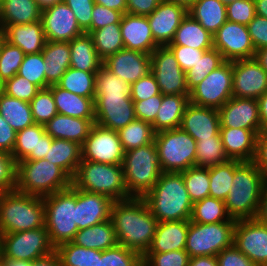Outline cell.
I'll use <instances>...</instances> for the list:
<instances>
[{"label":"cell","mask_w":267,"mask_h":266,"mask_svg":"<svg viewBox=\"0 0 267 266\" xmlns=\"http://www.w3.org/2000/svg\"><path fill=\"white\" fill-rule=\"evenodd\" d=\"M117 244L140 253L151 246L158 220L151 213L143 197L113 201L110 211Z\"/></svg>","instance_id":"obj_1"},{"label":"cell","mask_w":267,"mask_h":266,"mask_svg":"<svg viewBox=\"0 0 267 266\" xmlns=\"http://www.w3.org/2000/svg\"><path fill=\"white\" fill-rule=\"evenodd\" d=\"M143 198L158 222L191 218L193 202L181 173L162 172L156 184Z\"/></svg>","instance_id":"obj_2"},{"label":"cell","mask_w":267,"mask_h":266,"mask_svg":"<svg viewBox=\"0 0 267 266\" xmlns=\"http://www.w3.org/2000/svg\"><path fill=\"white\" fill-rule=\"evenodd\" d=\"M267 178L253 162H241L234 171L225 202L228 215L235 219H255Z\"/></svg>","instance_id":"obj_3"},{"label":"cell","mask_w":267,"mask_h":266,"mask_svg":"<svg viewBox=\"0 0 267 266\" xmlns=\"http://www.w3.org/2000/svg\"><path fill=\"white\" fill-rule=\"evenodd\" d=\"M45 227L43 197L16 190L2 193L0 199V234Z\"/></svg>","instance_id":"obj_4"},{"label":"cell","mask_w":267,"mask_h":266,"mask_svg":"<svg viewBox=\"0 0 267 266\" xmlns=\"http://www.w3.org/2000/svg\"><path fill=\"white\" fill-rule=\"evenodd\" d=\"M72 186V178L46 159L22 160L17 163L16 191L45 197Z\"/></svg>","instance_id":"obj_5"},{"label":"cell","mask_w":267,"mask_h":266,"mask_svg":"<svg viewBox=\"0 0 267 266\" xmlns=\"http://www.w3.org/2000/svg\"><path fill=\"white\" fill-rule=\"evenodd\" d=\"M72 185L83 191L106 195L112 201L132 197L125 186L122 164L81 160Z\"/></svg>","instance_id":"obj_6"},{"label":"cell","mask_w":267,"mask_h":266,"mask_svg":"<svg viewBox=\"0 0 267 266\" xmlns=\"http://www.w3.org/2000/svg\"><path fill=\"white\" fill-rule=\"evenodd\" d=\"M122 166L128 193L134 197H143L153 188L162 173L156 143L153 141L126 151Z\"/></svg>","instance_id":"obj_7"},{"label":"cell","mask_w":267,"mask_h":266,"mask_svg":"<svg viewBox=\"0 0 267 266\" xmlns=\"http://www.w3.org/2000/svg\"><path fill=\"white\" fill-rule=\"evenodd\" d=\"M45 207V227L49 240L56 248L71 242L78 231L75 223L76 188L71 187L43 197Z\"/></svg>","instance_id":"obj_8"},{"label":"cell","mask_w":267,"mask_h":266,"mask_svg":"<svg viewBox=\"0 0 267 266\" xmlns=\"http://www.w3.org/2000/svg\"><path fill=\"white\" fill-rule=\"evenodd\" d=\"M162 172L180 173L195 166L196 141L180 127L155 133Z\"/></svg>","instance_id":"obj_9"},{"label":"cell","mask_w":267,"mask_h":266,"mask_svg":"<svg viewBox=\"0 0 267 266\" xmlns=\"http://www.w3.org/2000/svg\"><path fill=\"white\" fill-rule=\"evenodd\" d=\"M235 219L218 223H189L185 250L189 257L217 256L233 245Z\"/></svg>","instance_id":"obj_10"},{"label":"cell","mask_w":267,"mask_h":266,"mask_svg":"<svg viewBox=\"0 0 267 266\" xmlns=\"http://www.w3.org/2000/svg\"><path fill=\"white\" fill-rule=\"evenodd\" d=\"M54 251L46 227L0 234V253L7 258L32 262Z\"/></svg>","instance_id":"obj_11"},{"label":"cell","mask_w":267,"mask_h":266,"mask_svg":"<svg viewBox=\"0 0 267 266\" xmlns=\"http://www.w3.org/2000/svg\"><path fill=\"white\" fill-rule=\"evenodd\" d=\"M232 62L224 61L190 92V103L220 109L233 97Z\"/></svg>","instance_id":"obj_12"},{"label":"cell","mask_w":267,"mask_h":266,"mask_svg":"<svg viewBox=\"0 0 267 266\" xmlns=\"http://www.w3.org/2000/svg\"><path fill=\"white\" fill-rule=\"evenodd\" d=\"M151 72L163 95L190 96L186 72L179 66L175 55L167 46L157 47L151 54Z\"/></svg>","instance_id":"obj_13"},{"label":"cell","mask_w":267,"mask_h":266,"mask_svg":"<svg viewBox=\"0 0 267 266\" xmlns=\"http://www.w3.org/2000/svg\"><path fill=\"white\" fill-rule=\"evenodd\" d=\"M81 150L82 160L106 164H122L125 154L118 132L96 123Z\"/></svg>","instance_id":"obj_14"},{"label":"cell","mask_w":267,"mask_h":266,"mask_svg":"<svg viewBox=\"0 0 267 266\" xmlns=\"http://www.w3.org/2000/svg\"><path fill=\"white\" fill-rule=\"evenodd\" d=\"M213 48L230 62L254 58L256 51L247 26L230 21H226L213 35Z\"/></svg>","instance_id":"obj_15"},{"label":"cell","mask_w":267,"mask_h":266,"mask_svg":"<svg viewBox=\"0 0 267 266\" xmlns=\"http://www.w3.org/2000/svg\"><path fill=\"white\" fill-rule=\"evenodd\" d=\"M233 244L257 266H267V226L256 219L237 220Z\"/></svg>","instance_id":"obj_16"},{"label":"cell","mask_w":267,"mask_h":266,"mask_svg":"<svg viewBox=\"0 0 267 266\" xmlns=\"http://www.w3.org/2000/svg\"><path fill=\"white\" fill-rule=\"evenodd\" d=\"M95 123L115 131L136 119L130 95H94Z\"/></svg>","instance_id":"obj_17"},{"label":"cell","mask_w":267,"mask_h":266,"mask_svg":"<svg viewBox=\"0 0 267 266\" xmlns=\"http://www.w3.org/2000/svg\"><path fill=\"white\" fill-rule=\"evenodd\" d=\"M233 97L259 99L267 91V73L254 59L232 62Z\"/></svg>","instance_id":"obj_18"},{"label":"cell","mask_w":267,"mask_h":266,"mask_svg":"<svg viewBox=\"0 0 267 266\" xmlns=\"http://www.w3.org/2000/svg\"><path fill=\"white\" fill-rule=\"evenodd\" d=\"M41 23L47 41L70 42L85 33L64 1L43 10Z\"/></svg>","instance_id":"obj_19"},{"label":"cell","mask_w":267,"mask_h":266,"mask_svg":"<svg viewBox=\"0 0 267 266\" xmlns=\"http://www.w3.org/2000/svg\"><path fill=\"white\" fill-rule=\"evenodd\" d=\"M103 66L131 85L151 72V56L124 48L103 60Z\"/></svg>","instance_id":"obj_20"},{"label":"cell","mask_w":267,"mask_h":266,"mask_svg":"<svg viewBox=\"0 0 267 266\" xmlns=\"http://www.w3.org/2000/svg\"><path fill=\"white\" fill-rule=\"evenodd\" d=\"M218 113L220 127L262 130L257 99L232 97Z\"/></svg>","instance_id":"obj_21"},{"label":"cell","mask_w":267,"mask_h":266,"mask_svg":"<svg viewBox=\"0 0 267 266\" xmlns=\"http://www.w3.org/2000/svg\"><path fill=\"white\" fill-rule=\"evenodd\" d=\"M187 13L188 10L185 7L163 0L147 16L153 38L159 46H167L171 43Z\"/></svg>","instance_id":"obj_22"},{"label":"cell","mask_w":267,"mask_h":266,"mask_svg":"<svg viewBox=\"0 0 267 266\" xmlns=\"http://www.w3.org/2000/svg\"><path fill=\"white\" fill-rule=\"evenodd\" d=\"M113 201L106 195L76 188V225L82 230L110 219Z\"/></svg>","instance_id":"obj_23"},{"label":"cell","mask_w":267,"mask_h":266,"mask_svg":"<svg viewBox=\"0 0 267 266\" xmlns=\"http://www.w3.org/2000/svg\"><path fill=\"white\" fill-rule=\"evenodd\" d=\"M52 141L53 138L45 132L44 125L34 123L16 132V142L11 155L16 163L22 160L43 159Z\"/></svg>","instance_id":"obj_24"},{"label":"cell","mask_w":267,"mask_h":266,"mask_svg":"<svg viewBox=\"0 0 267 266\" xmlns=\"http://www.w3.org/2000/svg\"><path fill=\"white\" fill-rule=\"evenodd\" d=\"M180 128L195 141L210 138L220 133V118L217 109L189 103L183 114Z\"/></svg>","instance_id":"obj_25"},{"label":"cell","mask_w":267,"mask_h":266,"mask_svg":"<svg viewBox=\"0 0 267 266\" xmlns=\"http://www.w3.org/2000/svg\"><path fill=\"white\" fill-rule=\"evenodd\" d=\"M120 29L125 49L151 54L159 47L153 38L147 16L123 14Z\"/></svg>","instance_id":"obj_26"},{"label":"cell","mask_w":267,"mask_h":266,"mask_svg":"<svg viewBox=\"0 0 267 266\" xmlns=\"http://www.w3.org/2000/svg\"><path fill=\"white\" fill-rule=\"evenodd\" d=\"M262 130L220 127L224 151L229 160L250 162L256 154L257 136Z\"/></svg>","instance_id":"obj_27"},{"label":"cell","mask_w":267,"mask_h":266,"mask_svg":"<svg viewBox=\"0 0 267 266\" xmlns=\"http://www.w3.org/2000/svg\"><path fill=\"white\" fill-rule=\"evenodd\" d=\"M190 220L158 222L155 236L146 253L183 250L186 246Z\"/></svg>","instance_id":"obj_28"},{"label":"cell","mask_w":267,"mask_h":266,"mask_svg":"<svg viewBox=\"0 0 267 266\" xmlns=\"http://www.w3.org/2000/svg\"><path fill=\"white\" fill-rule=\"evenodd\" d=\"M94 124L95 119H80L58 113L44 127L53 139L70 140L82 145Z\"/></svg>","instance_id":"obj_29"},{"label":"cell","mask_w":267,"mask_h":266,"mask_svg":"<svg viewBox=\"0 0 267 266\" xmlns=\"http://www.w3.org/2000/svg\"><path fill=\"white\" fill-rule=\"evenodd\" d=\"M5 40L22 49L25 55L42 52L46 44L41 20L30 24L7 25Z\"/></svg>","instance_id":"obj_30"},{"label":"cell","mask_w":267,"mask_h":266,"mask_svg":"<svg viewBox=\"0 0 267 266\" xmlns=\"http://www.w3.org/2000/svg\"><path fill=\"white\" fill-rule=\"evenodd\" d=\"M45 62V89L56 85L61 77L70 68V47L69 42L46 41L42 50Z\"/></svg>","instance_id":"obj_31"},{"label":"cell","mask_w":267,"mask_h":266,"mask_svg":"<svg viewBox=\"0 0 267 266\" xmlns=\"http://www.w3.org/2000/svg\"><path fill=\"white\" fill-rule=\"evenodd\" d=\"M52 91L59 114L80 119H95L94 98L71 93L57 84L48 87Z\"/></svg>","instance_id":"obj_32"},{"label":"cell","mask_w":267,"mask_h":266,"mask_svg":"<svg viewBox=\"0 0 267 266\" xmlns=\"http://www.w3.org/2000/svg\"><path fill=\"white\" fill-rule=\"evenodd\" d=\"M41 13L42 10L35 0H1L0 28L40 21Z\"/></svg>","instance_id":"obj_33"},{"label":"cell","mask_w":267,"mask_h":266,"mask_svg":"<svg viewBox=\"0 0 267 266\" xmlns=\"http://www.w3.org/2000/svg\"><path fill=\"white\" fill-rule=\"evenodd\" d=\"M70 67L86 71L98 72L103 66V60L98 56L92 37L84 33L69 42Z\"/></svg>","instance_id":"obj_34"},{"label":"cell","mask_w":267,"mask_h":266,"mask_svg":"<svg viewBox=\"0 0 267 266\" xmlns=\"http://www.w3.org/2000/svg\"><path fill=\"white\" fill-rule=\"evenodd\" d=\"M168 45L189 46L207 51L213 48V35L187 13Z\"/></svg>","instance_id":"obj_35"},{"label":"cell","mask_w":267,"mask_h":266,"mask_svg":"<svg viewBox=\"0 0 267 266\" xmlns=\"http://www.w3.org/2000/svg\"><path fill=\"white\" fill-rule=\"evenodd\" d=\"M189 96L163 95L162 103L152 128L155 133L163 130L179 128L187 105Z\"/></svg>","instance_id":"obj_36"},{"label":"cell","mask_w":267,"mask_h":266,"mask_svg":"<svg viewBox=\"0 0 267 266\" xmlns=\"http://www.w3.org/2000/svg\"><path fill=\"white\" fill-rule=\"evenodd\" d=\"M72 242L88 249L104 251L117 245L112 221L106 220L91 227L78 230Z\"/></svg>","instance_id":"obj_37"},{"label":"cell","mask_w":267,"mask_h":266,"mask_svg":"<svg viewBox=\"0 0 267 266\" xmlns=\"http://www.w3.org/2000/svg\"><path fill=\"white\" fill-rule=\"evenodd\" d=\"M44 159L61 167L73 178L82 160L81 145L70 140L53 139L51 147Z\"/></svg>","instance_id":"obj_38"},{"label":"cell","mask_w":267,"mask_h":266,"mask_svg":"<svg viewBox=\"0 0 267 266\" xmlns=\"http://www.w3.org/2000/svg\"><path fill=\"white\" fill-rule=\"evenodd\" d=\"M188 14L212 35L227 21L226 6L220 0H197Z\"/></svg>","instance_id":"obj_39"},{"label":"cell","mask_w":267,"mask_h":266,"mask_svg":"<svg viewBox=\"0 0 267 266\" xmlns=\"http://www.w3.org/2000/svg\"><path fill=\"white\" fill-rule=\"evenodd\" d=\"M0 115L16 132L34 124L30 103L10 97L1 90Z\"/></svg>","instance_id":"obj_40"},{"label":"cell","mask_w":267,"mask_h":266,"mask_svg":"<svg viewBox=\"0 0 267 266\" xmlns=\"http://www.w3.org/2000/svg\"><path fill=\"white\" fill-rule=\"evenodd\" d=\"M117 132L125 152L152 143L155 136L152 124L140 119L133 120Z\"/></svg>","instance_id":"obj_41"},{"label":"cell","mask_w":267,"mask_h":266,"mask_svg":"<svg viewBox=\"0 0 267 266\" xmlns=\"http://www.w3.org/2000/svg\"><path fill=\"white\" fill-rule=\"evenodd\" d=\"M89 35L92 37L97 54L102 60L124 49L120 23L109 24L92 31Z\"/></svg>","instance_id":"obj_42"},{"label":"cell","mask_w":267,"mask_h":266,"mask_svg":"<svg viewBox=\"0 0 267 266\" xmlns=\"http://www.w3.org/2000/svg\"><path fill=\"white\" fill-rule=\"evenodd\" d=\"M241 163L238 160H229L223 164L209 167L210 197L224 201L230 191L234 178L235 168Z\"/></svg>","instance_id":"obj_43"},{"label":"cell","mask_w":267,"mask_h":266,"mask_svg":"<svg viewBox=\"0 0 267 266\" xmlns=\"http://www.w3.org/2000/svg\"><path fill=\"white\" fill-rule=\"evenodd\" d=\"M229 161L223 147L220 133L196 141L195 166L209 168Z\"/></svg>","instance_id":"obj_44"},{"label":"cell","mask_w":267,"mask_h":266,"mask_svg":"<svg viewBox=\"0 0 267 266\" xmlns=\"http://www.w3.org/2000/svg\"><path fill=\"white\" fill-rule=\"evenodd\" d=\"M230 219L225 202L220 199L209 196L193 203L191 222L209 224L229 221Z\"/></svg>","instance_id":"obj_45"},{"label":"cell","mask_w":267,"mask_h":266,"mask_svg":"<svg viewBox=\"0 0 267 266\" xmlns=\"http://www.w3.org/2000/svg\"><path fill=\"white\" fill-rule=\"evenodd\" d=\"M97 72H86L72 67L66 70L57 85L71 93L94 98Z\"/></svg>","instance_id":"obj_46"},{"label":"cell","mask_w":267,"mask_h":266,"mask_svg":"<svg viewBox=\"0 0 267 266\" xmlns=\"http://www.w3.org/2000/svg\"><path fill=\"white\" fill-rule=\"evenodd\" d=\"M61 266H96L97 250L88 249L71 242H65L55 248Z\"/></svg>","instance_id":"obj_47"},{"label":"cell","mask_w":267,"mask_h":266,"mask_svg":"<svg viewBox=\"0 0 267 266\" xmlns=\"http://www.w3.org/2000/svg\"><path fill=\"white\" fill-rule=\"evenodd\" d=\"M225 60L221 53L212 48L202 54L201 59L195 64V67L186 71V81L189 92H191L205 77L219 67Z\"/></svg>","instance_id":"obj_48"},{"label":"cell","mask_w":267,"mask_h":266,"mask_svg":"<svg viewBox=\"0 0 267 266\" xmlns=\"http://www.w3.org/2000/svg\"><path fill=\"white\" fill-rule=\"evenodd\" d=\"M180 173L193 203L210 196L209 168L193 166Z\"/></svg>","instance_id":"obj_49"},{"label":"cell","mask_w":267,"mask_h":266,"mask_svg":"<svg viewBox=\"0 0 267 266\" xmlns=\"http://www.w3.org/2000/svg\"><path fill=\"white\" fill-rule=\"evenodd\" d=\"M142 259L140 253L117 244L104 251L97 250L96 266H137Z\"/></svg>","instance_id":"obj_50"},{"label":"cell","mask_w":267,"mask_h":266,"mask_svg":"<svg viewBox=\"0 0 267 266\" xmlns=\"http://www.w3.org/2000/svg\"><path fill=\"white\" fill-rule=\"evenodd\" d=\"M24 56L20 47L4 40L0 49V84L18 73Z\"/></svg>","instance_id":"obj_51"},{"label":"cell","mask_w":267,"mask_h":266,"mask_svg":"<svg viewBox=\"0 0 267 266\" xmlns=\"http://www.w3.org/2000/svg\"><path fill=\"white\" fill-rule=\"evenodd\" d=\"M131 85L102 66L96 73L94 95H130Z\"/></svg>","instance_id":"obj_52"},{"label":"cell","mask_w":267,"mask_h":266,"mask_svg":"<svg viewBox=\"0 0 267 266\" xmlns=\"http://www.w3.org/2000/svg\"><path fill=\"white\" fill-rule=\"evenodd\" d=\"M29 103L33 121L36 124L45 125L58 114L52 91L49 88L41 89Z\"/></svg>","instance_id":"obj_53"},{"label":"cell","mask_w":267,"mask_h":266,"mask_svg":"<svg viewBox=\"0 0 267 266\" xmlns=\"http://www.w3.org/2000/svg\"><path fill=\"white\" fill-rule=\"evenodd\" d=\"M17 75L27 79L40 89H45V62L42 52L25 55Z\"/></svg>","instance_id":"obj_54"},{"label":"cell","mask_w":267,"mask_h":266,"mask_svg":"<svg viewBox=\"0 0 267 266\" xmlns=\"http://www.w3.org/2000/svg\"><path fill=\"white\" fill-rule=\"evenodd\" d=\"M40 90L38 86L17 74L1 84L3 93L26 102H30Z\"/></svg>","instance_id":"obj_55"},{"label":"cell","mask_w":267,"mask_h":266,"mask_svg":"<svg viewBox=\"0 0 267 266\" xmlns=\"http://www.w3.org/2000/svg\"><path fill=\"white\" fill-rule=\"evenodd\" d=\"M143 259L150 266H188L190 257L183 249L165 253H145Z\"/></svg>","instance_id":"obj_56"},{"label":"cell","mask_w":267,"mask_h":266,"mask_svg":"<svg viewBox=\"0 0 267 266\" xmlns=\"http://www.w3.org/2000/svg\"><path fill=\"white\" fill-rule=\"evenodd\" d=\"M227 21L248 25L255 17L254 0H236L226 6Z\"/></svg>","instance_id":"obj_57"},{"label":"cell","mask_w":267,"mask_h":266,"mask_svg":"<svg viewBox=\"0 0 267 266\" xmlns=\"http://www.w3.org/2000/svg\"><path fill=\"white\" fill-rule=\"evenodd\" d=\"M17 163L11 154L0 151V192L16 189Z\"/></svg>","instance_id":"obj_58"},{"label":"cell","mask_w":267,"mask_h":266,"mask_svg":"<svg viewBox=\"0 0 267 266\" xmlns=\"http://www.w3.org/2000/svg\"><path fill=\"white\" fill-rule=\"evenodd\" d=\"M160 94L159 86L152 72L131 84L130 96L133 101H142Z\"/></svg>","instance_id":"obj_59"},{"label":"cell","mask_w":267,"mask_h":266,"mask_svg":"<svg viewBox=\"0 0 267 266\" xmlns=\"http://www.w3.org/2000/svg\"><path fill=\"white\" fill-rule=\"evenodd\" d=\"M123 13L105 6L95 4L92 11L91 26L85 31L90 34L92 31L105 27L109 24L120 23Z\"/></svg>","instance_id":"obj_60"},{"label":"cell","mask_w":267,"mask_h":266,"mask_svg":"<svg viewBox=\"0 0 267 266\" xmlns=\"http://www.w3.org/2000/svg\"><path fill=\"white\" fill-rule=\"evenodd\" d=\"M163 94L142 101H133L136 119L153 123L162 103Z\"/></svg>","instance_id":"obj_61"},{"label":"cell","mask_w":267,"mask_h":266,"mask_svg":"<svg viewBox=\"0 0 267 266\" xmlns=\"http://www.w3.org/2000/svg\"><path fill=\"white\" fill-rule=\"evenodd\" d=\"M74 12L77 23L85 32L92 21V11L95 5L94 0H63Z\"/></svg>","instance_id":"obj_62"},{"label":"cell","mask_w":267,"mask_h":266,"mask_svg":"<svg viewBox=\"0 0 267 266\" xmlns=\"http://www.w3.org/2000/svg\"><path fill=\"white\" fill-rule=\"evenodd\" d=\"M167 47L173 52L179 66L184 72L195 67V64L201 59L202 54L205 52L204 50L189 46L167 45Z\"/></svg>","instance_id":"obj_63"},{"label":"cell","mask_w":267,"mask_h":266,"mask_svg":"<svg viewBox=\"0 0 267 266\" xmlns=\"http://www.w3.org/2000/svg\"><path fill=\"white\" fill-rule=\"evenodd\" d=\"M247 28L255 50L267 47V18L255 15Z\"/></svg>","instance_id":"obj_64"},{"label":"cell","mask_w":267,"mask_h":266,"mask_svg":"<svg viewBox=\"0 0 267 266\" xmlns=\"http://www.w3.org/2000/svg\"><path fill=\"white\" fill-rule=\"evenodd\" d=\"M218 266H257L233 244L217 256Z\"/></svg>","instance_id":"obj_65"},{"label":"cell","mask_w":267,"mask_h":266,"mask_svg":"<svg viewBox=\"0 0 267 266\" xmlns=\"http://www.w3.org/2000/svg\"><path fill=\"white\" fill-rule=\"evenodd\" d=\"M253 162L267 178V129L262 130L256 141V154Z\"/></svg>","instance_id":"obj_66"},{"label":"cell","mask_w":267,"mask_h":266,"mask_svg":"<svg viewBox=\"0 0 267 266\" xmlns=\"http://www.w3.org/2000/svg\"><path fill=\"white\" fill-rule=\"evenodd\" d=\"M16 142V131L0 115V151L11 154Z\"/></svg>","instance_id":"obj_67"},{"label":"cell","mask_w":267,"mask_h":266,"mask_svg":"<svg viewBox=\"0 0 267 266\" xmlns=\"http://www.w3.org/2000/svg\"><path fill=\"white\" fill-rule=\"evenodd\" d=\"M163 0H127L126 13L148 16Z\"/></svg>","instance_id":"obj_68"},{"label":"cell","mask_w":267,"mask_h":266,"mask_svg":"<svg viewBox=\"0 0 267 266\" xmlns=\"http://www.w3.org/2000/svg\"><path fill=\"white\" fill-rule=\"evenodd\" d=\"M255 219L261 224L267 226V180L264 183L261 199Z\"/></svg>","instance_id":"obj_69"},{"label":"cell","mask_w":267,"mask_h":266,"mask_svg":"<svg viewBox=\"0 0 267 266\" xmlns=\"http://www.w3.org/2000/svg\"><path fill=\"white\" fill-rule=\"evenodd\" d=\"M31 266H61V262L56 251L31 262Z\"/></svg>","instance_id":"obj_70"},{"label":"cell","mask_w":267,"mask_h":266,"mask_svg":"<svg viewBox=\"0 0 267 266\" xmlns=\"http://www.w3.org/2000/svg\"><path fill=\"white\" fill-rule=\"evenodd\" d=\"M95 4L126 14L127 0H94Z\"/></svg>","instance_id":"obj_71"},{"label":"cell","mask_w":267,"mask_h":266,"mask_svg":"<svg viewBox=\"0 0 267 266\" xmlns=\"http://www.w3.org/2000/svg\"><path fill=\"white\" fill-rule=\"evenodd\" d=\"M188 266H218L216 256H195L189 259Z\"/></svg>","instance_id":"obj_72"},{"label":"cell","mask_w":267,"mask_h":266,"mask_svg":"<svg viewBox=\"0 0 267 266\" xmlns=\"http://www.w3.org/2000/svg\"><path fill=\"white\" fill-rule=\"evenodd\" d=\"M262 130L267 129V91L258 99Z\"/></svg>","instance_id":"obj_73"},{"label":"cell","mask_w":267,"mask_h":266,"mask_svg":"<svg viewBox=\"0 0 267 266\" xmlns=\"http://www.w3.org/2000/svg\"><path fill=\"white\" fill-rule=\"evenodd\" d=\"M1 266H31V261L4 257L0 253Z\"/></svg>","instance_id":"obj_74"},{"label":"cell","mask_w":267,"mask_h":266,"mask_svg":"<svg viewBox=\"0 0 267 266\" xmlns=\"http://www.w3.org/2000/svg\"><path fill=\"white\" fill-rule=\"evenodd\" d=\"M254 59L260 64L267 73V47L255 51Z\"/></svg>","instance_id":"obj_75"},{"label":"cell","mask_w":267,"mask_h":266,"mask_svg":"<svg viewBox=\"0 0 267 266\" xmlns=\"http://www.w3.org/2000/svg\"><path fill=\"white\" fill-rule=\"evenodd\" d=\"M256 15L267 18V0H254Z\"/></svg>","instance_id":"obj_76"},{"label":"cell","mask_w":267,"mask_h":266,"mask_svg":"<svg viewBox=\"0 0 267 266\" xmlns=\"http://www.w3.org/2000/svg\"><path fill=\"white\" fill-rule=\"evenodd\" d=\"M39 5L40 9L43 11L53 5L62 2L63 0H35Z\"/></svg>","instance_id":"obj_77"},{"label":"cell","mask_w":267,"mask_h":266,"mask_svg":"<svg viewBox=\"0 0 267 266\" xmlns=\"http://www.w3.org/2000/svg\"><path fill=\"white\" fill-rule=\"evenodd\" d=\"M164 1L181 5L188 10L197 0H164Z\"/></svg>","instance_id":"obj_78"},{"label":"cell","mask_w":267,"mask_h":266,"mask_svg":"<svg viewBox=\"0 0 267 266\" xmlns=\"http://www.w3.org/2000/svg\"><path fill=\"white\" fill-rule=\"evenodd\" d=\"M4 40H5L4 31H3V29L0 28V49H1V46L4 42Z\"/></svg>","instance_id":"obj_79"},{"label":"cell","mask_w":267,"mask_h":266,"mask_svg":"<svg viewBox=\"0 0 267 266\" xmlns=\"http://www.w3.org/2000/svg\"><path fill=\"white\" fill-rule=\"evenodd\" d=\"M225 6L229 5L230 3L236 1V0H220Z\"/></svg>","instance_id":"obj_80"}]
</instances>
